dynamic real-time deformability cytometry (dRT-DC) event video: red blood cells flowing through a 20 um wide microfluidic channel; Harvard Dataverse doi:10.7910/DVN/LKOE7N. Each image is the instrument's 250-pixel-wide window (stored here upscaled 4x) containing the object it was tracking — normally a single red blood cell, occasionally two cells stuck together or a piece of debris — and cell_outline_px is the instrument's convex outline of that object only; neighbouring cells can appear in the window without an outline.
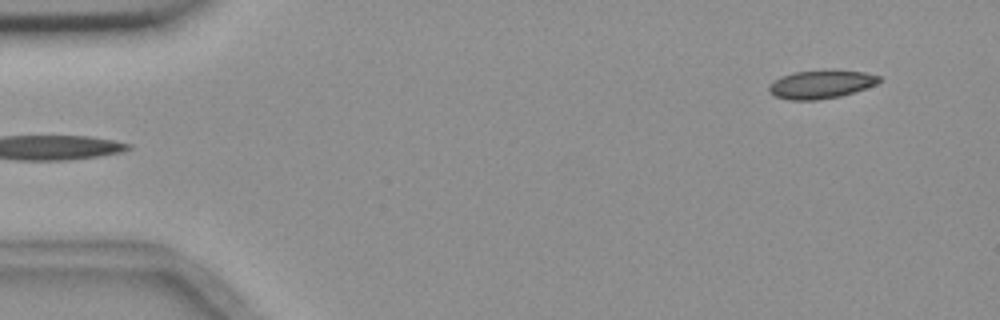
{"species": "common noctule bat (a hibernating species)", "species_latin": "Nyctalus noctula", "temperature_condition": "room temperature", "stored_images_in_passage": 5, "segment_of_instrument_passage": [2, 2], "camera_frame_rate_fps": 3000, "um_per_image_px": 0.085, "animal": {"sex": "female", "body_mass_g": 18.4}, "frame": {"image": 1, "passage_image": 5, "time_ms": 4.667, "image_size_px": [1000, 320], "cell_outline_px": [[880, 80], [876, 84], [840, 96], [816, 100], [788, 100], [776, 96], [768, 92], [768, 84], [784, 76], [796, 72], [864, 72], [880, 76]], "centroid_in_image_um": [69.73, 7.21], "position_along_channel_um": 15.3, "area_um2": 17.34}}